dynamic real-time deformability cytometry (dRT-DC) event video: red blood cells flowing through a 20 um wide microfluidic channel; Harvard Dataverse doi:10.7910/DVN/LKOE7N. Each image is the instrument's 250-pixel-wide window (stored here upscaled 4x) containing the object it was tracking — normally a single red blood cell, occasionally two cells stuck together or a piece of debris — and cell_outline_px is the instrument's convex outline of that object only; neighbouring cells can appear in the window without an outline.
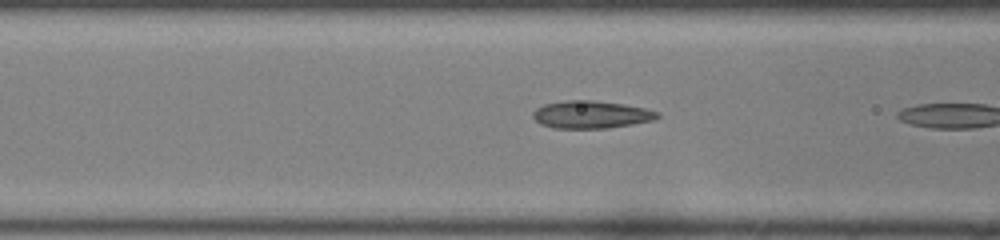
{"species": "common noctule bat (a hibernating species)", "species_latin": "Nyctalus noctula", "temperature_condition": "room temperature", "stored_images_in_passage": 19, "camera_frame_rate_fps": 3000, "um_per_image_px": 0.085, "animal": {"sex": "female", "body_mass_g": 22.0, "forearm_length_mm": 56.7}, "frame": {"image": 1, "passage_image": 18, "time_ms": 5.667, "image_size_px": [1000, 240], "cell_outline_px": [[660, 116], [656, 120], [608, 128], [552, 128], [540, 124], [532, 116], [532, 112], [536, 108], [544, 104], [564, 100], [592, 100], [624, 104], [644, 108], [660, 112]], "centroid_in_image_um": [50.24, 9.73], "position_along_channel_um": 116.4, "area_um2": 20.17}}